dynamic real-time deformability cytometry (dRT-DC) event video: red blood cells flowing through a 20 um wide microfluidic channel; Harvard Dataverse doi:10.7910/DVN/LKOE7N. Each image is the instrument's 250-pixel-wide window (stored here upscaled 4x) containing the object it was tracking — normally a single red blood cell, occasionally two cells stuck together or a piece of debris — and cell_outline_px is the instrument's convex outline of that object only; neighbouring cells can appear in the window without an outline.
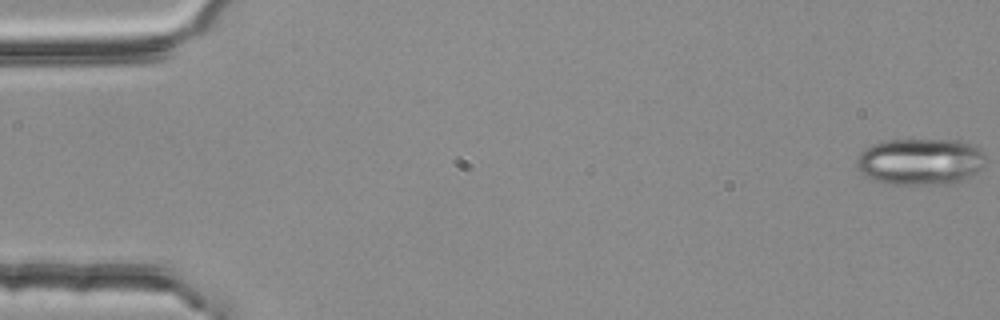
{"species": "common noctule bat (a hibernating species)", "species_latin": "Nyctalus noctula", "temperature_condition": "room temperature", "stored_images_in_passage": 4, "camera_frame_rate_fps": 3000, "um_per_image_px": 0.085, "animal": {"sex": "female", "body_mass_g": 25.1}, "frame": {"image": 1, "passage_image": 1, "time_ms": 0.0, "image_size_px": [1000, 320], "cell_outline_px": [[984, 164], [976, 172], [960, 180], [948, 184], [888, 184], [872, 180], [864, 176], [856, 168], [856, 160], [860, 152], [864, 148], [872, 144], [884, 140], [960, 140], [972, 144], [980, 148], [984, 152]], "centroid_in_image_um": [78.17, 13.73], "position_along_channel_um": 6.8, "area_um2": 35.32}}